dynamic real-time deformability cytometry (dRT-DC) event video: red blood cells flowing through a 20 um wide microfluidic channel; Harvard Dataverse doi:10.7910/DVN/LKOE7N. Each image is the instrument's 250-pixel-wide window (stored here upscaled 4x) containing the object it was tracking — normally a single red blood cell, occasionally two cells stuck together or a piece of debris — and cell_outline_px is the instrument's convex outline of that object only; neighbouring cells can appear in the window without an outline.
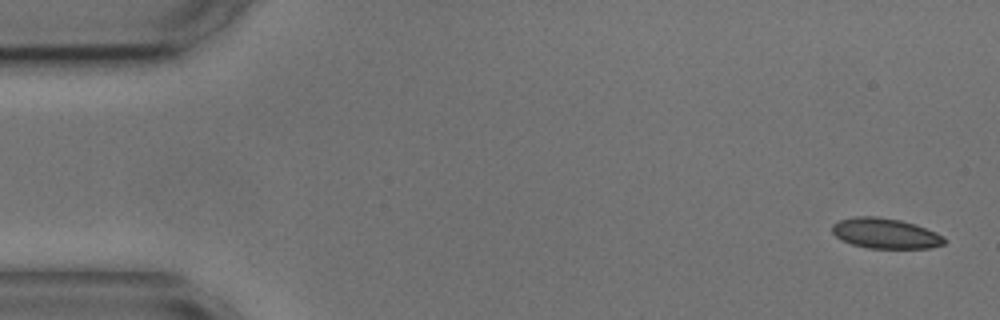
{"species": "common noctule bat (a hibernating species)", "species_latin": "Nyctalus noctula", "temperature_condition": "cold", "stored_images_in_passage": 7, "camera_frame_rate_fps": 3000, "um_per_image_px": 0.085, "animal": {"sex": "male", "body_mass_g": 17.9, "forearm_length_mm": 54.2}, "frame": {"image": 1, "passage_image": 1, "time_ms": 0.0, "image_size_px": [1000, 320], "cell_outline_px": [[944, 244], [928, 248], [868, 248], [852, 244], [836, 236], [832, 232], [832, 224], [840, 220], [852, 216], [876, 216], [900, 220], [916, 224], [936, 232], [944, 236]], "centroid_in_image_um": [75.25, 19.82], "position_along_channel_um": 9.7, "area_um2": 19.77}}
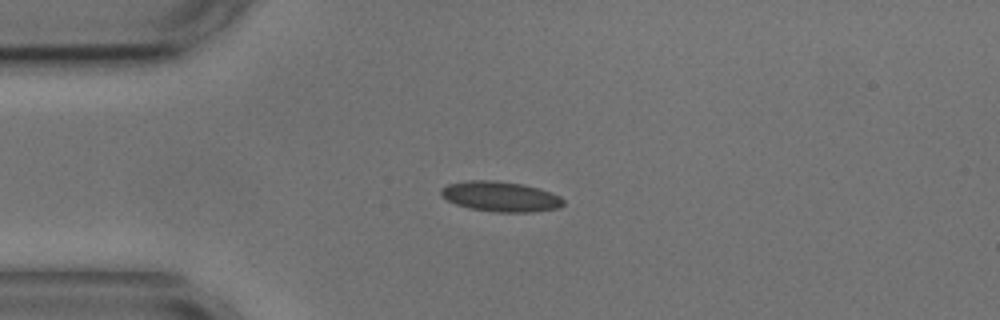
{"frame": {"image": 2, "passage_image": 4, "time_ms": 3.667, "image_size_px": [1000, 320], "cell_outline_px": [[564, 204], [560, 208], [532, 212], [496, 212], [468, 208], [456, 204], [440, 196], [440, 188], [448, 184], [468, 180], [492, 180], [524, 184], [540, 188], [560, 196], [564, 200]], "centroid_in_image_um": [42.54, 16.7], "position_along_channel_um": 42.5, "area_um2": 21.73}}